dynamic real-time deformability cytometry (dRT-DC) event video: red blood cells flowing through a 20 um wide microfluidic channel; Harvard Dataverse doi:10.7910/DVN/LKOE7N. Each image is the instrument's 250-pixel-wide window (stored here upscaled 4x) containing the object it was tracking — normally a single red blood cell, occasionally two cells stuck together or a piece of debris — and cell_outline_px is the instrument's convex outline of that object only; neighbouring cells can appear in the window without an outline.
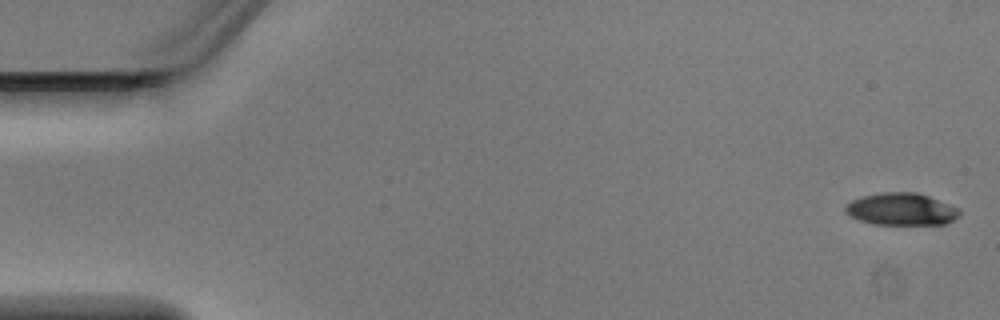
{"species": "Egyptian fruit bat (a non-hibernating species)", "species_latin": "Rousettus aegyptiacus", "temperature_condition": "warm", "stored_images_in_passage": 5, "camera_frame_rate_fps": 3000, "um_per_image_px": 0.085, "animal": {"sex": "male"}, "frame": {"image": 1, "passage_image": 1, "time_ms": 0.0, "image_size_px": [1000, 320], "cell_outline_px": [[960, 212], [952, 220], [944, 224], [872, 224], [860, 220], [844, 212], [844, 208], [852, 200], [864, 196], [884, 192], [916, 192], [928, 196], [948, 204], [956, 208]], "centroid_in_image_um": [76.57, 17.78], "position_along_channel_um": 8.4, "area_um2": 20.98}}
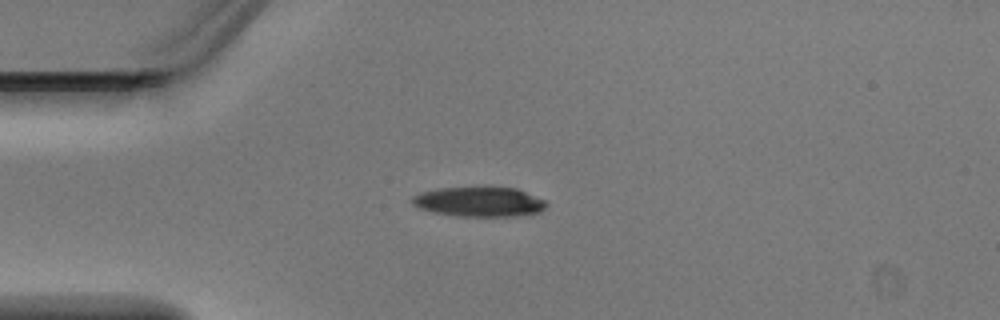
{"frame": {"image": 2, "passage_image": 4, "time_ms": 1.0, "image_size_px": [1000, 320], "cell_outline_px": [[548, 204], [540, 212], [516, 216], [456, 216], [432, 212], [420, 208], [412, 204], [412, 196], [420, 192], [436, 188], [484, 184], [516, 188], [548, 200]], "centroid_in_image_um": [40.75, 17.1], "position_along_channel_um": 44.3, "area_um2": 24.45}}